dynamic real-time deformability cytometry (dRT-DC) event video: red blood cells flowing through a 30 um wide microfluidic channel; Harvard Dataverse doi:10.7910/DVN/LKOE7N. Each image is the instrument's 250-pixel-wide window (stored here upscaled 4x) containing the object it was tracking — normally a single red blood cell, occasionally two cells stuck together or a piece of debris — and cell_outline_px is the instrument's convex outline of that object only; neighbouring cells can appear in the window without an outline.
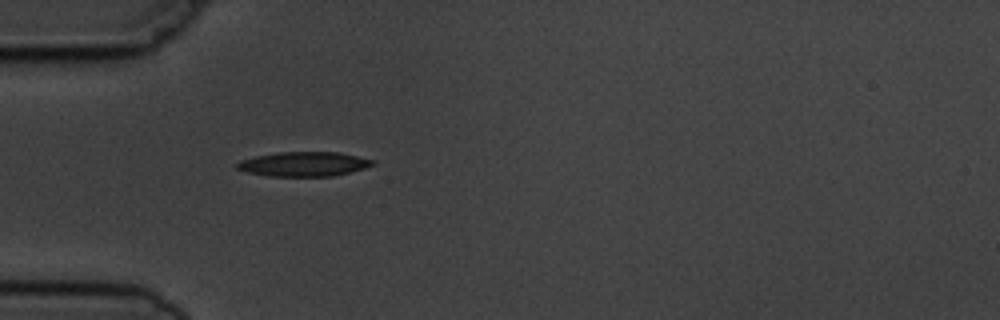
{"species": "common noctule bat (a hibernating species)", "species_latin": "Nyctalus noctula", "temperature_condition": "cold", "stored_images_in_passage": 1, "camera_frame_rate_fps": 3000, "um_per_image_px": 0.085, "animal": {"sex": "male", "body_mass_g": 19.5, "forearm_length_mm": 54.6}, "frame": {"image": 1, "passage_image": 1, "time_ms": 0.0, "image_size_px": [1000, 320], "cell_outline_px": [[376, 164], [364, 168], [332, 176], [268, 176], [248, 172], [236, 168], [236, 164], [240, 160], [256, 156], [280, 152], [340, 152], [376, 160]], "centroid_in_image_um": [25.85, 13.94], "position_along_channel_um": 59.2, "area_um2": 19.31}}